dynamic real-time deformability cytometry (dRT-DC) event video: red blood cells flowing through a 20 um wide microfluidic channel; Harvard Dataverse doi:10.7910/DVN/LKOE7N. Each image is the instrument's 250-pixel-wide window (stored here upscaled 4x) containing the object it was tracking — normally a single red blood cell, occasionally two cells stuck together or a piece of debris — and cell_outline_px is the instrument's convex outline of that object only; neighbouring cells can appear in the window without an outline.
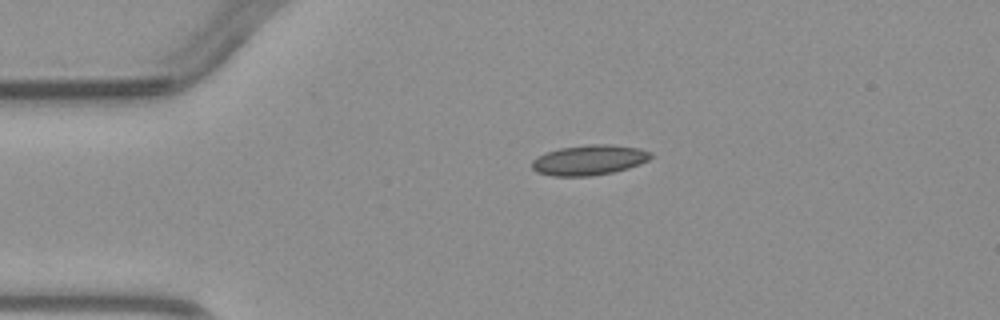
{"species": "common noctule bat (a hibernating species)", "species_latin": "Nyctalus noctula", "temperature_condition": "warm", "stored_images_in_passage": 2, "camera_frame_rate_fps": 3000, "um_per_image_px": 0.085, "animal": {"sex": "male", "body_mass_g": 23.1, "forearm_length_mm": 52.7}, "frame": {"image": 1, "passage_image": 1, "time_ms": 0.0, "image_size_px": [1000, 320], "cell_outline_px": [[652, 156], [648, 160], [640, 164], [628, 168], [612, 172], [592, 176], [552, 176], [536, 172], [532, 168], [532, 160], [536, 156], [560, 148], [588, 144], [612, 144], [640, 148], [652, 152]], "centroid_in_image_um": [50.08, 13.6], "position_along_channel_um": 34.9, "area_um2": 21.04}}